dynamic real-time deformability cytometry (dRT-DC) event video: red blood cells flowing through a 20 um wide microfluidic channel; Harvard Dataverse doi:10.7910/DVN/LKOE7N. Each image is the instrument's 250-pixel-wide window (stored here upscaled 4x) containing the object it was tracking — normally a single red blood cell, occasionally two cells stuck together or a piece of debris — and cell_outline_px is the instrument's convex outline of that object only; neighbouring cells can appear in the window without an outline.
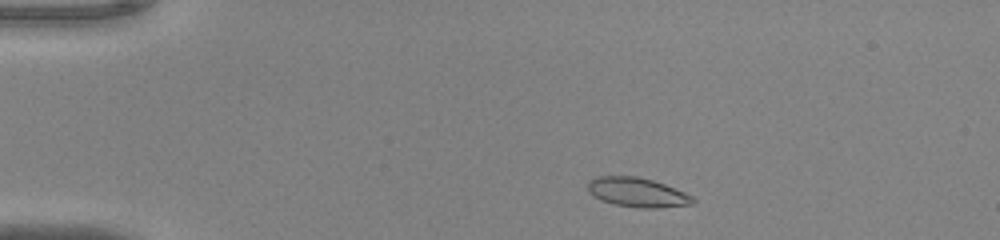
{"species": "common noctule bat (a hibernating species)", "species_latin": "Nyctalus noctula", "temperature_condition": "warm", "stored_images_in_passage": 44, "camera_frame_rate_fps": 3000, "um_per_image_px": 0.085, "animal": {"sex": "male", "body_mass_g": 20.0, "forearm_length_mm": 53.3}, "frame": {"image": 1, "passage_image": 3, "time_ms": 0.667, "image_size_px": [1000, 240], "cell_outline_px": [[696, 200], [692, 204], [660, 208], [640, 208], [616, 204], [600, 200], [588, 192], [588, 180], [596, 176], [636, 176], [652, 180], [664, 184], [684, 192], [692, 196]], "centroid_in_image_um": [54.15, 16.35], "position_along_channel_um": 30.8, "area_um2": 17.98}}
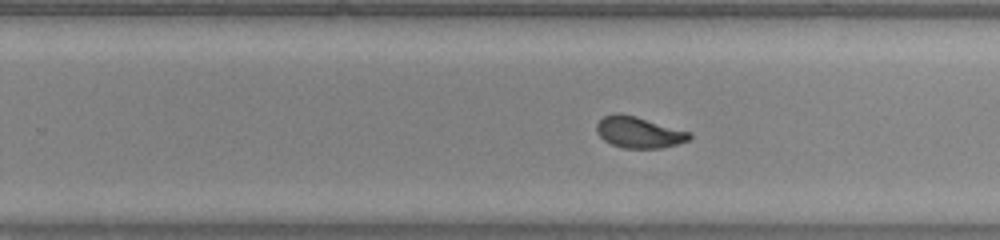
{"frame": {"image": 2, "passage_image": 26, "time_ms": 8.333, "image_size_px": [1000, 240], "cell_outline_px": [[692, 136], [688, 140], [676, 144], [660, 148], [624, 148], [612, 144], [604, 140], [596, 132], [596, 124], [604, 116], [616, 112], [620, 112], [636, 116], [692, 132]], "centroid_in_image_um": [54.3, 11.23], "position_along_channel_um": 275.5, "area_um2": 16.99}}
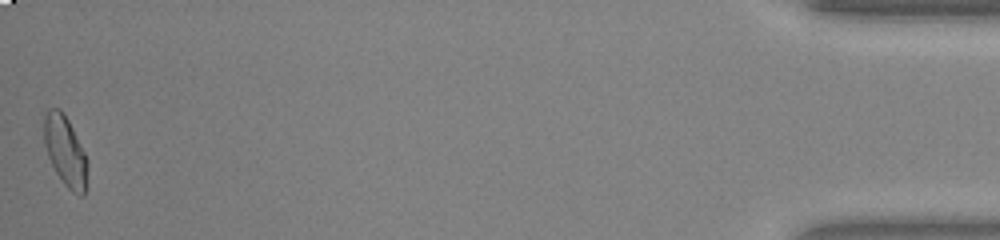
{"frame": {"image": 3, "passage_image": 44, "time_ms": 14.333, "image_size_px": [1000, 240], "cell_outline_px": [[88, 164], [84, 196], [80, 196], [72, 192], [64, 184], [56, 172], [48, 156], [44, 144], [44, 116], [48, 108], [60, 108], [64, 112], [88, 160]], "centroid_in_image_um": [5.54, 12.84], "position_along_channel_um": 429.7, "area_um2": 17.69}, "authors_computed_cell_mechanics": {"area_um2": 17.1955, "velocity_mm_per_s": 4.0599, "shape_relaxation_time_tau1_ms": null, "shape_relaxation_time_tau2_ms": 0.7936, "deformation_change_tau1": null, "deformation_change_tau2": 0.0551}}